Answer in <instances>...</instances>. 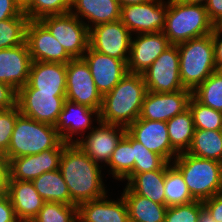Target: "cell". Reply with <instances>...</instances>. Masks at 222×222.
<instances>
[{
  "label": "cell",
  "mask_w": 222,
  "mask_h": 222,
  "mask_svg": "<svg viewBox=\"0 0 222 222\" xmlns=\"http://www.w3.org/2000/svg\"><path fill=\"white\" fill-rule=\"evenodd\" d=\"M39 195L46 202L76 205L70 197L68 187L59 169L45 172L31 181Z\"/></svg>",
  "instance_id": "obj_28"
},
{
  "label": "cell",
  "mask_w": 222,
  "mask_h": 222,
  "mask_svg": "<svg viewBox=\"0 0 222 222\" xmlns=\"http://www.w3.org/2000/svg\"><path fill=\"white\" fill-rule=\"evenodd\" d=\"M72 0H31L23 12L29 20H39L49 15H62L70 13Z\"/></svg>",
  "instance_id": "obj_35"
},
{
  "label": "cell",
  "mask_w": 222,
  "mask_h": 222,
  "mask_svg": "<svg viewBox=\"0 0 222 222\" xmlns=\"http://www.w3.org/2000/svg\"><path fill=\"white\" fill-rule=\"evenodd\" d=\"M62 141L54 125L38 122L20 113L17 106V120L4 154L8 161L16 157L38 154L50 148H63Z\"/></svg>",
  "instance_id": "obj_3"
},
{
  "label": "cell",
  "mask_w": 222,
  "mask_h": 222,
  "mask_svg": "<svg viewBox=\"0 0 222 222\" xmlns=\"http://www.w3.org/2000/svg\"><path fill=\"white\" fill-rule=\"evenodd\" d=\"M151 0L147 3L121 7L120 21L132 33H157L165 26L167 3Z\"/></svg>",
  "instance_id": "obj_11"
},
{
  "label": "cell",
  "mask_w": 222,
  "mask_h": 222,
  "mask_svg": "<svg viewBox=\"0 0 222 222\" xmlns=\"http://www.w3.org/2000/svg\"><path fill=\"white\" fill-rule=\"evenodd\" d=\"M102 97L85 60L73 58L69 61L66 64V100L100 111Z\"/></svg>",
  "instance_id": "obj_9"
},
{
  "label": "cell",
  "mask_w": 222,
  "mask_h": 222,
  "mask_svg": "<svg viewBox=\"0 0 222 222\" xmlns=\"http://www.w3.org/2000/svg\"><path fill=\"white\" fill-rule=\"evenodd\" d=\"M151 0H118L120 7L147 3Z\"/></svg>",
  "instance_id": "obj_49"
},
{
  "label": "cell",
  "mask_w": 222,
  "mask_h": 222,
  "mask_svg": "<svg viewBox=\"0 0 222 222\" xmlns=\"http://www.w3.org/2000/svg\"><path fill=\"white\" fill-rule=\"evenodd\" d=\"M93 115H97V122H99V110L65 100L54 127L63 142L75 143L72 139L73 134L79 135L87 128L91 129Z\"/></svg>",
  "instance_id": "obj_22"
},
{
  "label": "cell",
  "mask_w": 222,
  "mask_h": 222,
  "mask_svg": "<svg viewBox=\"0 0 222 222\" xmlns=\"http://www.w3.org/2000/svg\"><path fill=\"white\" fill-rule=\"evenodd\" d=\"M63 148H50L38 154L8 161V180L32 181L45 172L59 169Z\"/></svg>",
  "instance_id": "obj_18"
},
{
  "label": "cell",
  "mask_w": 222,
  "mask_h": 222,
  "mask_svg": "<svg viewBox=\"0 0 222 222\" xmlns=\"http://www.w3.org/2000/svg\"><path fill=\"white\" fill-rule=\"evenodd\" d=\"M212 41L214 44L215 63L218 70H222V26H215L212 31Z\"/></svg>",
  "instance_id": "obj_46"
},
{
  "label": "cell",
  "mask_w": 222,
  "mask_h": 222,
  "mask_svg": "<svg viewBox=\"0 0 222 222\" xmlns=\"http://www.w3.org/2000/svg\"><path fill=\"white\" fill-rule=\"evenodd\" d=\"M0 222H19L7 192L0 194Z\"/></svg>",
  "instance_id": "obj_42"
},
{
  "label": "cell",
  "mask_w": 222,
  "mask_h": 222,
  "mask_svg": "<svg viewBox=\"0 0 222 222\" xmlns=\"http://www.w3.org/2000/svg\"><path fill=\"white\" fill-rule=\"evenodd\" d=\"M31 0H16V2L24 8Z\"/></svg>",
  "instance_id": "obj_51"
},
{
  "label": "cell",
  "mask_w": 222,
  "mask_h": 222,
  "mask_svg": "<svg viewBox=\"0 0 222 222\" xmlns=\"http://www.w3.org/2000/svg\"><path fill=\"white\" fill-rule=\"evenodd\" d=\"M122 197L126 203L130 222H164L167 206L133 193L127 186Z\"/></svg>",
  "instance_id": "obj_26"
},
{
  "label": "cell",
  "mask_w": 222,
  "mask_h": 222,
  "mask_svg": "<svg viewBox=\"0 0 222 222\" xmlns=\"http://www.w3.org/2000/svg\"><path fill=\"white\" fill-rule=\"evenodd\" d=\"M17 92L66 93V64L32 61L28 83Z\"/></svg>",
  "instance_id": "obj_21"
},
{
  "label": "cell",
  "mask_w": 222,
  "mask_h": 222,
  "mask_svg": "<svg viewBox=\"0 0 222 222\" xmlns=\"http://www.w3.org/2000/svg\"><path fill=\"white\" fill-rule=\"evenodd\" d=\"M71 13L78 17L89 20L93 25L87 24L88 29L103 23L120 20L121 7L118 0H72ZM81 16V17H80Z\"/></svg>",
  "instance_id": "obj_25"
},
{
  "label": "cell",
  "mask_w": 222,
  "mask_h": 222,
  "mask_svg": "<svg viewBox=\"0 0 222 222\" xmlns=\"http://www.w3.org/2000/svg\"><path fill=\"white\" fill-rule=\"evenodd\" d=\"M147 91L173 93L185 89L180 79V59L177 45L171 44L142 73Z\"/></svg>",
  "instance_id": "obj_8"
},
{
  "label": "cell",
  "mask_w": 222,
  "mask_h": 222,
  "mask_svg": "<svg viewBox=\"0 0 222 222\" xmlns=\"http://www.w3.org/2000/svg\"><path fill=\"white\" fill-rule=\"evenodd\" d=\"M203 206L210 212L216 222H222V192L205 199Z\"/></svg>",
  "instance_id": "obj_43"
},
{
  "label": "cell",
  "mask_w": 222,
  "mask_h": 222,
  "mask_svg": "<svg viewBox=\"0 0 222 222\" xmlns=\"http://www.w3.org/2000/svg\"><path fill=\"white\" fill-rule=\"evenodd\" d=\"M82 58L87 63L97 90L103 96L128 73V60L108 56L88 47Z\"/></svg>",
  "instance_id": "obj_15"
},
{
  "label": "cell",
  "mask_w": 222,
  "mask_h": 222,
  "mask_svg": "<svg viewBox=\"0 0 222 222\" xmlns=\"http://www.w3.org/2000/svg\"><path fill=\"white\" fill-rule=\"evenodd\" d=\"M180 59V79L185 89L194 91L213 72L215 63L212 34L193 38L177 45Z\"/></svg>",
  "instance_id": "obj_6"
},
{
  "label": "cell",
  "mask_w": 222,
  "mask_h": 222,
  "mask_svg": "<svg viewBox=\"0 0 222 222\" xmlns=\"http://www.w3.org/2000/svg\"><path fill=\"white\" fill-rule=\"evenodd\" d=\"M99 167L76 143L64 144L59 170L77 206L107 196Z\"/></svg>",
  "instance_id": "obj_1"
},
{
  "label": "cell",
  "mask_w": 222,
  "mask_h": 222,
  "mask_svg": "<svg viewBox=\"0 0 222 222\" xmlns=\"http://www.w3.org/2000/svg\"><path fill=\"white\" fill-rule=\"evenodd\" d=\"M192 91L183 89L173 93H154L147 91L141 112L140 119L150 121L167 122L177 114L188 109Z\"/></svg>",
  "instance_id": "obj_14"
},
{
  "label": "cell",
  "mask_w": 222,
  "mask_h": 222,
  "mask_svg": "<svg viewBox=\"0 0 222 222\" xmlns=\"http://www.w3.org/2000/svg\"><path fill=\"white\" fill-rule=\"evenodd\" d=\"M31 222H78V207L59 202H45Z\"/></svg>",
  "instance_id": "obj_37"
},
{
  "label": "cell",
  "mask_w": 222,
  "mask_h": 222,
  "mask_svg": "<svg viewBox=\"0 0 222 222\" xmlns=\"http://www.w3.org/2000/svg\"><path fill=\"white\" fill-rule=\"evenodd\" d=\"M17 120V106L11 109H0V153L5 154Z\"/></svg>",
  "instance_id": "obj_40"
},
{
  "label": "cell",
  "mask_w": 222,
  "mask_h": 222,
  "mask_svg": "<svg viewBox=\"0 0 222 222\" xmlns=\"http://www.w3.org/2000/svg\"><path fill=\"white\" fill-rule=\"evenodd\" d=\"M167 3L162 32L170 44L178 45L212 33L215 25L210 21L204 4H180L173 0Z\"/></svg>",
  "instance_id": "obj_4"
},
{
  "label": "cell",
  "mask_w": 222,
  "mask_h": 222,
  "mask_svg": "<svg viewBox=\"0 0 222 222\" xmlns=\"http://www.w3.org/2000/svg\"><path fill=\"white\" fill-rule=\"evenodd\" d=\"M106 197L79 204L78 222H130L123 197L119 201L107 200Z\"/></svg>",
  "instance_id": "obj_24"
},
{
  "label": "cell",
  "mask_w": 222,
  "mask_h": 222,
  "mask_svg": "<svg viewBox=\"0 0 222 222\" xmlns=\"http://www.w3.org/2000/svg\"><path fill=\"white\" fill-rule=\"evenodd\" d=\"M203 202L195 200L187 204L170 206L167 208L164 222H198Z\"/></svg>",
  "instance_id": "obj_39"
},
{
  "label": "cell",
  "mask_w": 222,
  "mask_h": 222,
  "mask_svg": "<svg viewBox=\"0 0 222 222\" xmlns=\"http://www.w3.org/2000/svg\"><path fill=\"white\" fill-rule=\"evenodd\" d=\"M164 182L165 164L159 170L135 174L126 186L137 195L165 204Z\"/></svg>",
  "instance_id": "obj_27"
},
{
  "label": "cell",
  "mask_w": 222,
  "mask_h": 222,
  "mask_svg": "<svg viewBox=\"0 0 222 222\" xmlns=\"http://www.w3.org/2000/svg\"><path fill=\"white\" fill-rule=\"evenodd\" d=\"M146 92L142 74L128 72L110 92L103 95L99 120L127 128L139 118Z\"/></svg>",
  "instance_id": "obj_2"
},
{
  "label": "cell",
  "mask_w": 222,
  "mask_h": 222,
  "mask_svg": "<svg viewBox=\"0 0 222 222\" xmlns=\"http://www.w3.org/2000/svg\"><path fill=\"white\" fill-rule=\"evenodd\" d=\"M39 21L59 41L72 58H82L89 47V29L71 12L62 15H49Z\"/></svg>",
  "instance_id": "obj_7"
},
{
  "label": "cell",
  "mask_w": 222,
  "mask_h": 222,
  "mask_svg": "<svg viewBox=\"0 0 222 222\" xmlns=\"http://www.w3.org/2000/svg\"><path fill=\"white\" fill-rule=\"evenodd\" d=\"M192 96L199 103L222 112V72H213L192 92Z\"/></svg>",
  "instance_id": "obj_33"
},
{
  "label": "cell",
  "mask_w": 222,
  "mask_h": 222,
  "mask_svg": "<svg viewBox=\"0 0 222 222\" xmlns=\"http://www.w3.org/2000/svg\"><path fill=\"white\" fill-rule=\"evenodd\" d=\"M31 64L26 41L12 48L0 49V81L18 91L28 83Z\"/></svg>",
  "instance_id": "obj_20"
},
{
  "label": "cell",
  "mask_w": 222,
  "mask_h": 222,
  "mask_svg": "<svg viewBox=\"0 0 222 222\" xmlns=\"http://www.w3.org/2000/svg\"><path fill=\"white\" fill-rule=\"evenodd\" d=\"M23 12V8L16 0H0V21L17 17Z\"/></svg>",
  "instance_id": "obj_44"
},
{
  "label": "cell",
  "mask_w": 222,
  "mask_h": 222,
  "mask_svg": "<svg viewBox=\"0 0 222 222\" xmlns=\"http://www.w3.org/2000/svg\"><path fill=\"white\" fill-rule=\"evenodd\" d=\"M132 147L134 154L133 171L125 178L129 181L135 174L159 170L166 161L158 154L149 151L142 143L132 137Z\"/></svg>",
  "instance_id": "obj_38"
},
{
  "label": "cell",
  "mask_w": 222,
  "mask_h": 222,
  "mask_svg": "<svg viewBox=\"0 0 222 222\" xmlns=\"http://www.w3.org/2000/svg\"><path fill=\"white\" fill-rule=\"evenodd\" d=\"M193 117L195 130H220L222 112L199 103L193 96L188 105Z\"/></svg>",
  "instance_id": "obj_36"
},
{
  "label": "cell",
  "mask_w": 222,
  "mask_h": 222,
  "mask_svg": "<svg viewBox=\"0 0 222 222\" xmlns=\"http://www.w3.org/2000/svg\"><path fill=\"white\" fill-rule=\"evenodd\" d=\"M188 154L222 163V134L220 130H195Z\"/></svg>",
  "instance_id": "obj_29"
},
{
  "label": "cell",
  "mask_w": 222,
  "mask_h": 222,
  "mask_svg": "<svg viewBox=\"0 0 222 222\" xmlns=\"http://www.w3.org/2000/svg\"><path fill=\"white\" fill-rule=\"evenodd\" d=\"M170 164L165 163V205L170 207L195 201L187 188L181 172L173 164Z\"/></svg>",
  "instance_id": "obj_31"
},
{
  "label": "cell",
  "mask_w": 222,
  "mask_h": 222,
  "mask_svg": "<svg viewBox=\"0 0 222 222\" xmlns=\"http://www.w3.org/2000/svg\"><path fill=\"white\" fill-rule=\"evenodd\" d=\"M25 41L32 61L67 64L73 59L39 20L28 21Z\"/></svg>",
  "instance_id": "obj_12"
},
{
  "label": "cell",
  "mask_w": 222,
  "mask_h": 222,
  "mask_svg": "<svg viewBox=\"0 0 222 222\" xmlns=\"http://www.w3.org/2000/svg\"><path fill=\"white\" fill-rule=\"evenodd\" d=\"M107 165L110 166L111 174L117 180L125 179L133 171L134 154L132 136L127 131L116 145Z\"/></svg>",
  "instance_id": "obj_32"
},
{
  "label": "cell",
  "mask_w": 222,
  "mask_h": 222,
  "mask_svg": "<svg viewBox=\"0 0 222 222\" xmlns=\"http://www.w3.org/2000/svg\"><path fill=\"white\" fill-rule=\"evenodd\" d=\"M126 131L149 151L160 155L167 163H171L178 155L171 147L166 122L138 118L126 128Z\"/></svg>",
  "instance_id": "obj_17"
},
{
  "label": "cell",
  "mask_w": 222,
  "mask_h": 222,
  "mask_svg": "<svg viewBox=\"0 0 222 222\" xmlns=\"http://www.w3.org/2000/svg\"><path fill=\"white\" fill-rule=\"evenodd\" d=\"M7 194L19 222H31L46 202L31 181L8 180Z\"/></svg>",
  "instance_id": "obj_23"
},
{
  "label": "cell",
  "mask_w": 222,
  "mask_h": 222,
  "mask_svg": "<svg viewBox=\"0 0 222 222\" xmlns=\"http://www.w3.org/2000/svg\"><path fill=\"white\" fill-rule=\"evenodd\" d=\"M180 4H204L206 0H173Z\"/></svg>",
  "instance_id": "obj_50"
},
{
  "label": "cell",
  "mask_w": 222,
  "mask_h": 222,
  "mask_svg": "<svg viewBox=\"0 0 222 222\" xmlns=\"http://www.w3.org/2000/svg\"><path fill=\"white\" fill-rule=\"evenodd\" d=\"M198 222H216V221L212 218L210 212L205 207H203L200 210Z\"/></svg>",
  "instance_id": "obj_48"
},
{
  "label": "cell",
  "mask_w": 222,
  "mask_h": 222,
  "mask_svg": "<svg viewBox=\"0 0 222 222\" xmlns=\"http://www.w3.org/2000/svg\"><path fill=\"white\" fill-rule=\"evenodd\" d=\"M131 40V32L120 20L89 29L91 49L121 60L129 59Z\"/></svg>",
  "instance_id": "obj_10"
},
{
  "label": "cell",
  "mask_w": 222,
  "mask_h": 222,
  "mask_svg": "<svg viewBox=\"0 0 222 222\" xmlns=\"http://www.w3.org/2000/svg\"><path fill=\"white\" fill-rule=\"evenodd\" d=\"M65 100L66 93L17 92V106L21 114L51 125H55Z\"/></svg>",
  "instance_id": "obj_13"
},
{
  "label": "cell",
  "mask_w": 222,
  "mask_h": 222,
  "mask_svg": "<svg viewBox=\"0 0 222 222\" xmlns=\"http://www.w3.org/2000/svg\"><path fill=\"white\" fill-rule=\"evenodd\" d=\"M172 164L181 172L187 188L195 200L204 201L222 192V163L178 154Z\"/></svg>",
  "instance_id": "obj_5"
},
{
  "label": "cell",
  "mask_w": 222,
  "mask_h": 222,
  "mask_svg": "<svg viewBox=\"0 0 222 222\" xmlns=\"http://www.w3.org/2000/svg\"><path fill=\"white\" fill-rule=\"evenodd\" d=\"M204 5L210 21L215 26H222V0H206Z\"/></svg>",
  "instance_id": "obj_45"
},
{
  "label": "cell",
  "mask_w": 222,
  "mask_h": 222,
  "mask_svg": "<svg viewBox=\"0 0 222 222\" xmlns=\"http://www.w3.org/2000/svg\"><path fill=\"white\" fill-rule=\"evenodd\" d=\"M99 127L91 129L87 136L77 139L75 143L96 163L108 164L113 151L120 139L124 136L126 128L99 121ZM95 129V130H94Z\"/></svg>",
  "instance_id": "obj_16"
},
{
  "label": "cell",
  "mask_w": 222,
  "mask_h": 222,
  "mask_svg": "<svg viewBox=\"0 0 222 222\" xmlns=\"http://www.w3.org/2000/svg\"><path fill=\"white\" fill-rule=\"evenodd\" d=\"M170 45L162 31L137 34L131 40L128 72L142 74Z\"/></svg>",
  "instance_id": "obj_19"
},
{
  "label": "cell",
  "mask_w": 222,
  "mask_h": 222,
  "mask_svg": "<svg viewBox=\"0 0 222 222\" xmlns=\"http://www.w3.org/2000/svg\"><path fill=\"white\" fill-rule=\"evenodd\" d=\"M29 19L22 12L19 16L0 21V49L12 48L23 44Z\"/></svg>",
  "instance_id": "obj_34"
},
{
  "label": "cell",
  "mask_w": 222,
  "mask_h": 222,
  "mask_svg": "<svg viewBox=\"0 0 222 222\" xmlns=\"http://www.w3.org/2000/svg\"><path fill=\"white\" fill-rule=\"evenodd\" d=\"M17 106V90L0 81V109H11Z\"/></svg>",
  "instance_id": "obj_41"
},
{
  "label": "cell",
  "mask_w": 222,
  "mask_h": 222,
  "mask_svg": "<svg viewBox=\"0 0 222 222\" xmlns=\"http://www.w3.org/2000/svg\"><path fill=\"white\" fill-rule=\"evenodd\" d=\"M8 178V159L0 153V194L7 192Z\"/></svg>",
  "instance_id": "obj_47"
},
{
  "label": "cell",
  "mask_w": 222,
  "mask_h": 222,
  "mask_svg": "<svg viewBox=\"0 0 222 222\" xmlns=\"http://www.w3.org/2000/svg\"><path fill=\"white\" fill-rule=\"evenodd\" d=\"M171 147L178 153L187 152L195 132L189 108L166 122Z\"/></svg>",
  "instance_id": "obj_30"
}]
</instances>
